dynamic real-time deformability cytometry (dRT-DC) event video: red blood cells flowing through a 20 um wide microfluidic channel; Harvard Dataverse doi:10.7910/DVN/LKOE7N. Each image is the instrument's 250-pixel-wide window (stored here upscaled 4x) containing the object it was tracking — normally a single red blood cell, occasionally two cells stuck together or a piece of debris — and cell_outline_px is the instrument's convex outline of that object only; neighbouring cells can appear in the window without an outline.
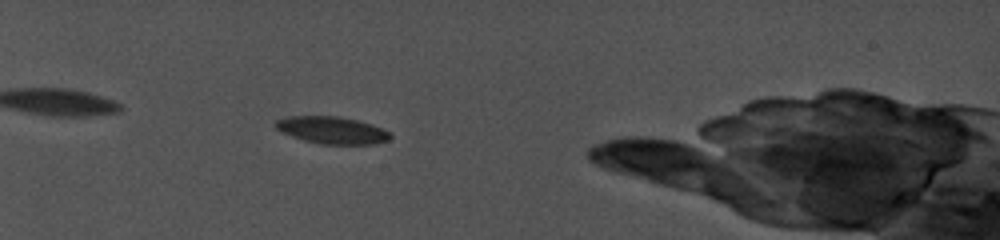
{"species": "common noctule bat (a hibernating species)", "species_latin": "Nyctalus noctula", "temperature_condition": "cold", "stored_images_in_passage": 60, "camera_frame_rate_fps": 5000, "um_per_image_px": 0.085, "animal": {"sex": "female", "body_mass_g": 19.0, "forearm_length_mm": 56.7}, "frame": {"image": 1, "passage_image": 1, "time_ms": 0.0, "image_size_px": [1000, 240], "cell_outline_px": [[392, 136], [388, 140], [368, 144], [324, 144], [308, 140], [284, 132], [276, 128], [276, 120], [284, 116], [340, 116], [360, 120], [384, 128], [392, 132]], "centroid_in_image_um": [28.31, 11.03], "position_along_channel_um": 56.7, "area_um2": 17.98}}
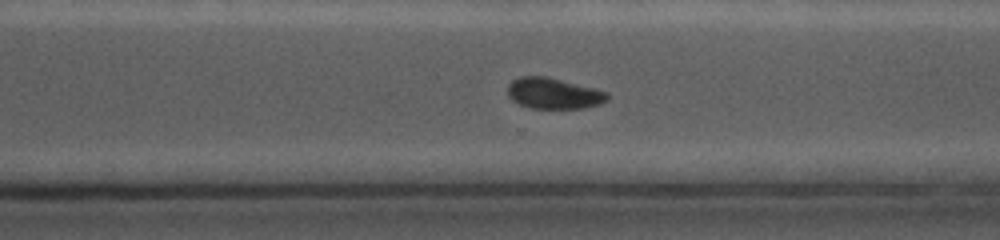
{"frame": {"image": 2, "passage_image": 50, "time_ms": 8.4, "image_size_px": [1000, 240], "cell_outline_px": [[608, 100], [600, 104], [580, 108], [532, 108], [520, 104], [512, 100], [508, 96], [508, 84], [512, 80], [520, 76], [548, 76], [596, 88], [608, 92]], "centroid_in_image_um": [47.06, 7.92], "position_along_channel_um": 323.5, "area_um2": 18.09}}
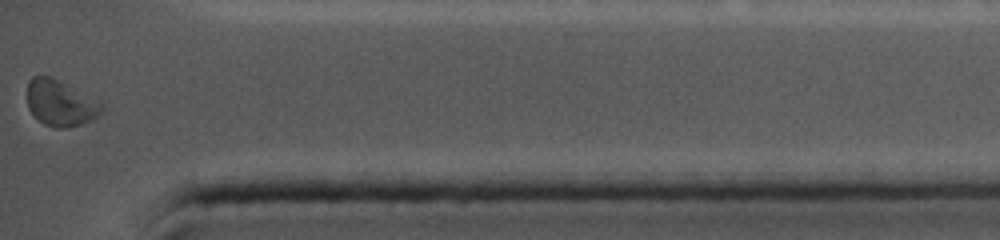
{"frame": {"image": 3, "passage_image": 60, "time_ms": 11.2, "image_size_px": [1000, 240], "cell_outline_px": [[104, 108], [96, 116], [80, 124], [64, 128], [56, 128], [44, 124], [28, 108], [28, 80], [32, 76], [48, 76], [56, 80], [100, 104]], "centroid_in_image_um": [5.05, 8.78], "position_along_channel_um": 430.2, "area_um2": 18.79}, "authors_computed_cell_mechanics": {"area_um2": 18.5538, "velocity_mm_per_s": 3.8756, "shape_relaxation_time_tau1_ms": 2.6087, "shape_relaxation_time_tau2_ms": 9.9083, "deformation_change_tau1": 0.0638, "deformation_change_tau2": 0.1201}}